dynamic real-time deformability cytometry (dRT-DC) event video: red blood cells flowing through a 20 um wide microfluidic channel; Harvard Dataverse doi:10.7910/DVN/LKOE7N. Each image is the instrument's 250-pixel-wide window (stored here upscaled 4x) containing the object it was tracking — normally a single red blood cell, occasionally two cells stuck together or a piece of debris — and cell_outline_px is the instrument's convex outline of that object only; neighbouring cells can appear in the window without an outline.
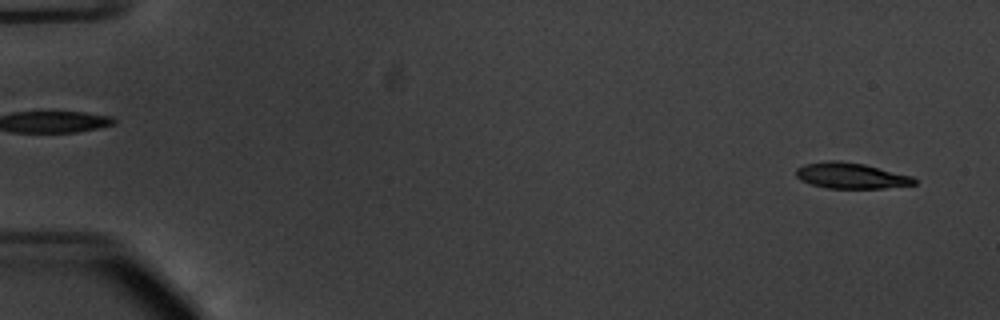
{"species": "common noctule bat (a hibernating species)", "species_latin": "Nyctalus noctula", "temperature_condition": "warm", "stored_images_in_passage": 54, "camera_frame_rate_fps": 3000, "um_per_image_px": 0.085, "animal": {"sex": "male", "body_mass_g": 20.1, "forearm_length_mm": 53.5}, "frame": {"image": 1, "passage_image": 3, "time_ms": 0.667, "image_size_px": [1000, 320], "cell_outline_px": [[916, 184], [884, 188], [828, 188], [812, 184], [800, 180], [796, 176], [796, 168], [804, 164], [828, 160], [840, 160], [864, 164], [912, 176], [916, 180]], "centroid_in_image_um": [72.31, 14.92], "position_along_channel_um": 12.7, "area_um2": 17.74}}
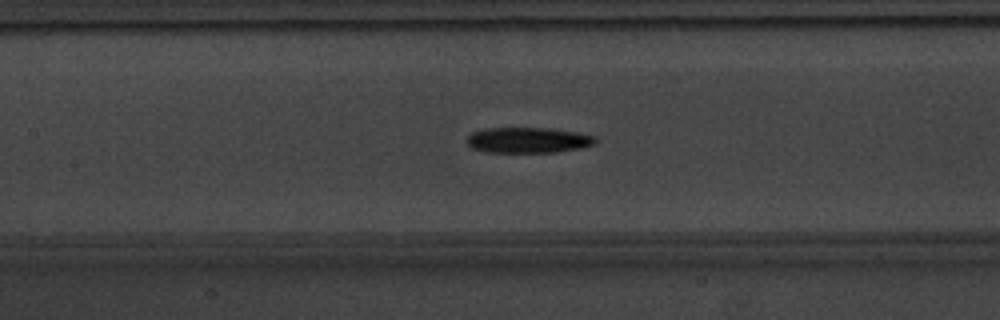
{"frame": {"image": 2, "passage_image": 26, "time_ms": 8.333, "image_size_px": [1000, 320], "cell_outline_px": [[596, 144], [580, 148], [556, 152], [488, 152], [472, 148], [464, 140], [472, 132], [488, 128], [548, 128], [576, 132], [596, 136]], "centroid_in_image_um": [44.88, 11.91], "position_along_channel_um": 162.5, "area_um2": 19.19}}
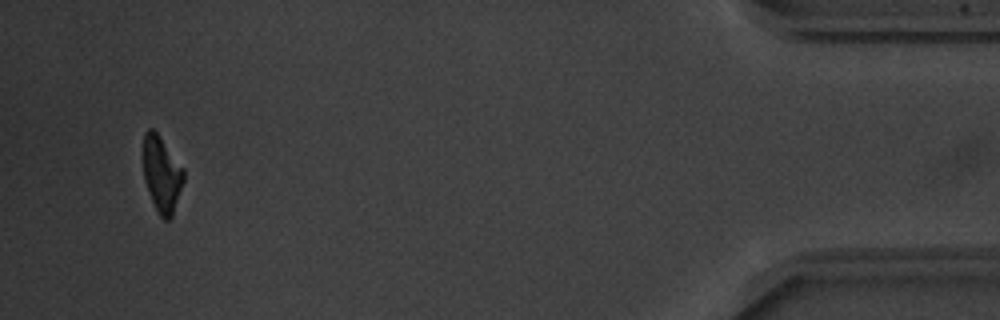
{"frame": {"image": 3, "passage_image": 52, "time_ms": 17.0, "image_size_px": [1000, 320], "cell_outline_px": [[184, 180], [172, 216], [168, 220], [164, 220], [160, 216], [152, 200], [144, 180], [144, 132], [148, 128], [152, 128], [160, 136], [184, 168]], "centroid_in_image_um": [13.76, 14.79], "position_along_channel_um": 421.4, "area_um2": 17.69}, "authors_computed_cell_mechanics": {"area_um2": 19.2474, "velocity_mm_per_s": 3.7907, "shape_relaxation_time_tau1_ms": 4.4062, "shape_relaxation_time_tau2_ms": 8.2907, "deformation_change_tau1": 0.1671, "deformation_change_tau2": 0.2057}}